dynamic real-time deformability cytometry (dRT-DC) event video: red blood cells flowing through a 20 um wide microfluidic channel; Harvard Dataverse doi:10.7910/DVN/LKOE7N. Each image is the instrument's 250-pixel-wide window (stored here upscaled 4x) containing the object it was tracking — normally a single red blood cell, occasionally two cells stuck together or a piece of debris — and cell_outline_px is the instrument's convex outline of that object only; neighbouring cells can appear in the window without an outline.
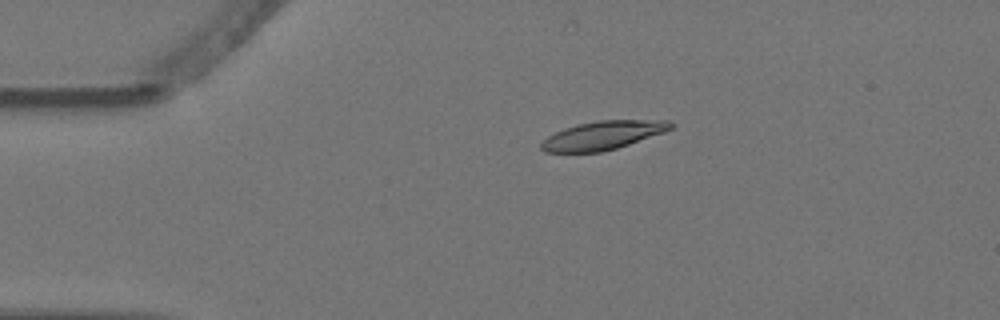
{"species": "Egyptian fruit bat (a non-hibernating species)", "species_latin": "Rousettus aegyptiacus", "temperature_condition": "warm", "stored_images_in_passage": 6, "camera_frame_rate_fps": 3000, "um_per_image_px": 0.085, "animal": {"sex": "female"}, "frame": {"image": 1, "passage_image": 4, "time_ms": 1.0, "image_size_px": [1000, 320], "cell_outline_px": [[676, 124], [672, 128], [664, 132], [616, 148], [600, 152], [544, 152], [540, 148], [540, 144], [548, 136], [564, 128], [576, 124], [600, 120], [668, 120]], "centroid_in_image_um": [51.25, 11.49], "position_along_channel_um": 33.8, "area_um2": 21.44}}
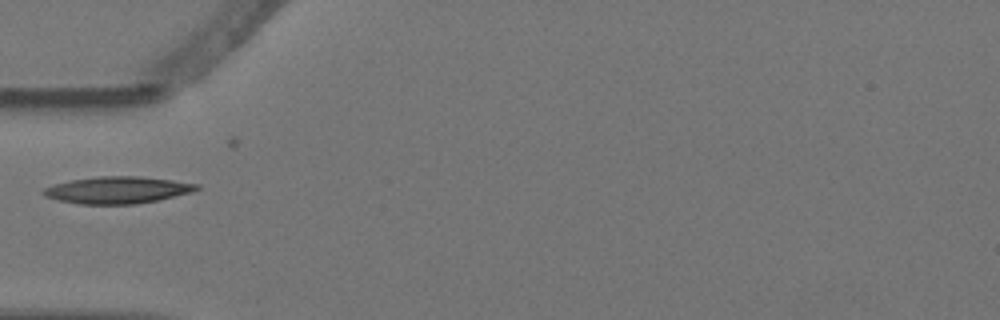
{"frame": {"image": 2, "passage_image": 6, "time_ms": 1.667, "image_size_px": [1000, 320], "cell_outline_px": [[200, 188], [192, 192], [156, 200], [136, 204], [80, 204], [60, 200], [44, 196], [44, 188], [56, 184], [72, 180], [100, 176], [140, 176], [172, 180], [200, 184]], "centroid_in_image_um": [10.03, 16.15], "position_along_channel_um": 75.0, "area_um2": 23.76}}